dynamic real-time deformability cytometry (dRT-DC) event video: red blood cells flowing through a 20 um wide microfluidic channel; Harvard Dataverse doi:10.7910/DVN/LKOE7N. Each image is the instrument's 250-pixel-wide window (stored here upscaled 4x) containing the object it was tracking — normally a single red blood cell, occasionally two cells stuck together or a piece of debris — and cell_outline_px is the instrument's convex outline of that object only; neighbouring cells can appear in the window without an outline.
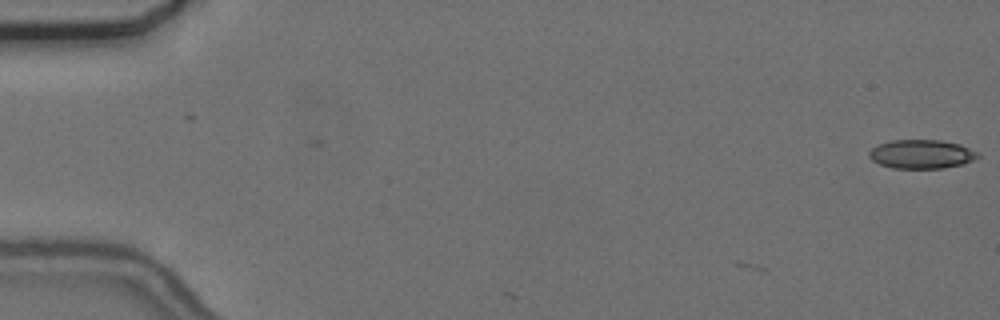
{"species": "common noctule bat (a hibernating species)", "species_latin": "Nyctalus noctula", "temperature_condition": "cold", "stored_images_in_passage": 2, "camera_frame_rate_fps": 3000, "um_per_image_px": 0.085, "animal": {"sex": "female", "body_mass_g": 24.6, "forearm_length_mm": 56.2}, "frame": {"image": 1, "passage_image": 2, "time_ms": 0.333, "image_size_px": [1000, 320], "cell_outline_px": [[980, 156], [964, 164], [944, 168], [892, 168], [880, 164], [872, 160], [868, 156], [868, 152], [872, 148], [880, 144], [892, 140], [940, 140], [960, 144], [976, 152]], "centroid_in_image_um": [78.31, 13.1], "position_along_channel_um": 6.7, "area_um2": 18.21}}